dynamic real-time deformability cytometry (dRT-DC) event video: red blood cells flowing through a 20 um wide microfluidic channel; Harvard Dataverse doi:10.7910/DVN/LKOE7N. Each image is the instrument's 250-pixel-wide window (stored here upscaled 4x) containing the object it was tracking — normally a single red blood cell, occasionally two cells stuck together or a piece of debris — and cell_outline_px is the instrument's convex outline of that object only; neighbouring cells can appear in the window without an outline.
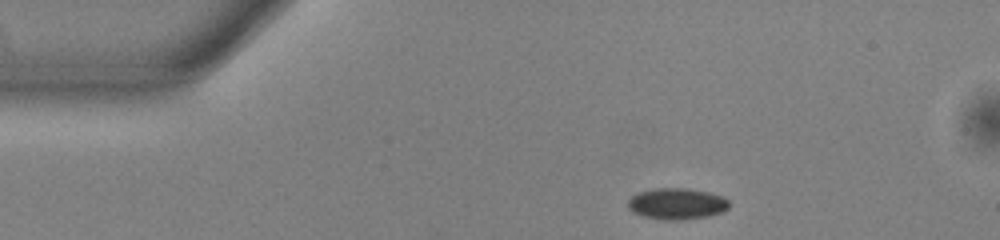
{"species": "common noctule bat (a hibernating species)", "species_latin": "Nyctalus noctula", "temperature_condition": "warm", "stored_images_in_passage": 44, "camera_frame_rate_fps": 3000, "um_per_image_px": 0.085, "animal": {"sex": "male", "body_mass_g": 13.0, "forearm_length_mm": 53.1}, "frame": {"image": 1, "passage_image": 1, "time_ms": 0.0, "image_size_px": [1000, 240], "cell_outline_px": [[728, 208], [720, 212], [708, 216], [680, 220], [668, 220], [644, 216], [632, 212], [628, 208], [628, 200], [632, 196], [640, 192], [656, 188], [688, 188], [708, 192], [724, 196], [728, 200]], "centroid_in_image_um": [57.53, 17.31], "position_along_channel_um": 27.5, "area_um2": 18.32}}
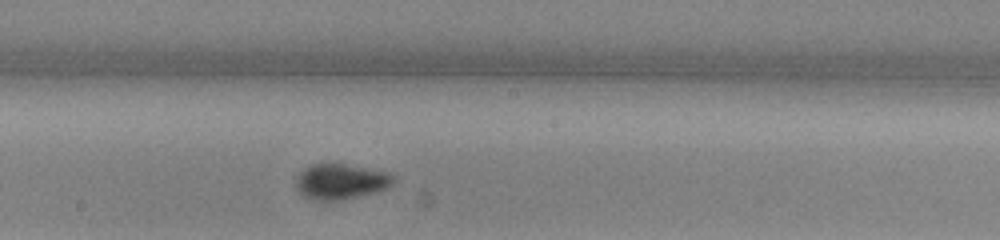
{"frame": {"image": 2, "passage_image": 20, "time_ms": 6.333, "image_size_px": [1000, 240], "cell_outline_px": [[396, 180], [388, 188], [376, 192], [344, 200], [316, 200], [304, 196], [296, 188], [296, 176], [304, 168], [312, 164], [344, 164], [388, 172]], "centroid_in_image_um": [28.97, 15.44], "position_along_channel_um": 219.2, "area_um2": 20.11}}
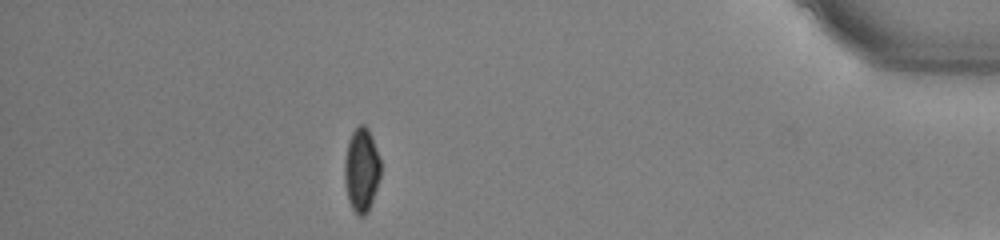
{"frame": {"image": 3, "passage_image": 38, "time_ms": 12.333, "image_size_px": [1000, 240], "cell_outline_px": [[380, 176], [368, 212], [364, 216], [360, 216], [352, 208], [348, 200], [344, 184], [344, 160], [348, 140], [352, 132], [360, 124], [364, 124], [368, 128], [380, 160]], "centroid_in_image_um": [30.7, 14.44], "position_along_channel_um": 404.5, "area_um2": 17.57}, "authors_computed_cell_mechanics": {"area_um2": 18.5538, "velocity_mm_per_s": 3.9449, "shape_relaxation_time_tau1_ms": 7.6211, "shape_relaxation_time_tau2_ms": null, "deformation_change_tau1": 0.1329, "deformation_change_tau2": null}}